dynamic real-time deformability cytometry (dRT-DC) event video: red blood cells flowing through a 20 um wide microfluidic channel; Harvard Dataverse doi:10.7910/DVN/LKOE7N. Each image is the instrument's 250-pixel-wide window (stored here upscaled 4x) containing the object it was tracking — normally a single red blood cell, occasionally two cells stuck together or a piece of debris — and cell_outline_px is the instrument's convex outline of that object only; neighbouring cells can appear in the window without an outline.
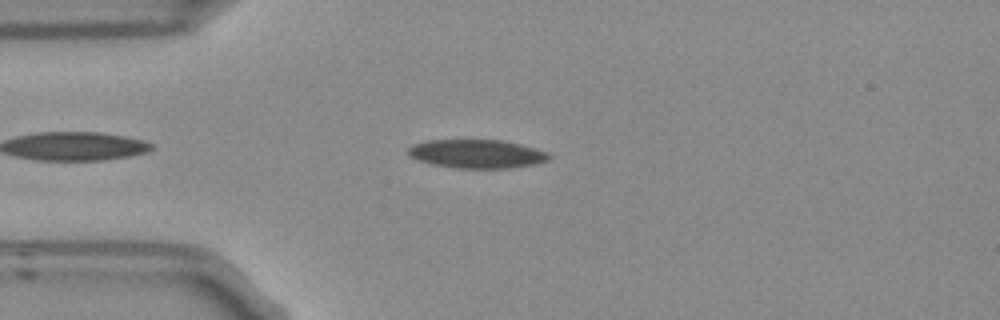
{"species": "Egyptian fruit bat (a non-hibernating species)", "species_latin": "Rousettus aegyptiacus", "temperature_condition": "room temperature", "stored_images_in_passage": 2, "camera_frame_rate_fps": 3000, "um_per_image_px": 0.085, "frame": {"image": 1, "passage_image": 2, "time_ms": 0.333, "image_size_px": [1000, 320], "cell_outline_px": [[552, 156], [548, 160], [536, 164], [508, 168], [456, 168], [432, 164], [416, 160], [408, 156], [408, 148], [412, 144], [428, 140], [504, 140], [536, 148], [548, 152]], "centroid_in_image_um": [40.52, 13.07], "position_along_channel_um": 44.5, "area_um2": 23.7}}